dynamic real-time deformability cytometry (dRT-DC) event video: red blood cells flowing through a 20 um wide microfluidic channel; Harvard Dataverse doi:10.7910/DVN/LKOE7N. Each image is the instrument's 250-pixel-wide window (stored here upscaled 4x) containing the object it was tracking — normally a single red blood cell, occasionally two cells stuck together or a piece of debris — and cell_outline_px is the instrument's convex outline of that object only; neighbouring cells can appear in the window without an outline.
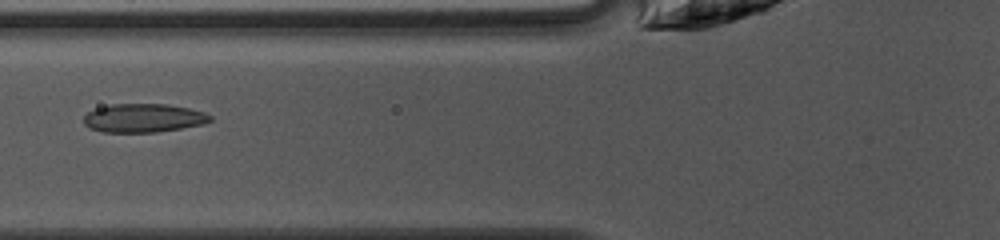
{"species": "common noctule bat (a hibernating species)", "species_latin": "Nyctalus noctula", "temperature_condition": "warm", "stored_images_in_passage": 36, "camera_frame_rate_fps": 3000, "um_per_image_px": 0.085, "animal": {"sex": "female", "body_mass_g": 10.0, "forearm_length_mm": 53.1}, "frame": {"image": 1, "passage_image": 7, "time_ms": 2.0, "image_size_px": [1000, 240], "cell_outline_px": [[212, 120], [204, 124], [156, 132], [100, 132], [88, 128], [84, 124], [84, 116], [88, 112], [96, 108], [112, 104], [168, 104], [188, 108], [204, 112], [212, 116]], "centroid_in_image_um": [12.18, 10.03], "position_along_channel_um": 113.6, "area_um2": 21.15}}
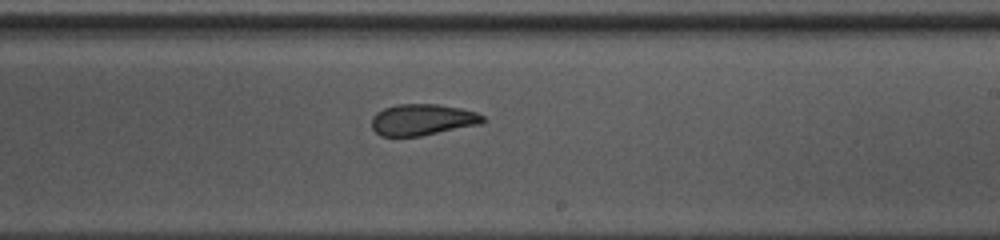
{"frame": {"image": 2, "passage_image": 17, "time_ms": 5.333, "image_size_px": [1000, 240], "cell_outline_px": [[484, 120], [480, 124], [420, 136], [380, 136], [372, 128], [372, 116], [376, 112], [384, 108], [396, 104], [436, 104], [460, 108], [476, 112], [484, 116]], "centroid_in_image_um": [35.87, 10.17], "position_along_channel_um": 253.1, "area_um2": 20.23}}
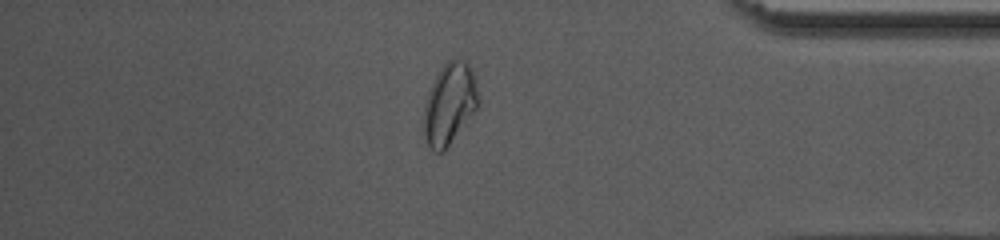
{"frame": {"image": 3, "passage_image": 29, "time_ms": 9.333, "image_size_px": [1000, 240], "cell_outline_px": [[480, 104], [444, 152], [432, 152], [428, 148], [424, 136], [424, 108], [428, 88], [440, 68], [448, 60], [456, 56], [464, 60], [468, 64], [472, 72]], "centroid_in_image_um": [38.18, 8.83], "position_along_channel_um": 397.0, "area_um2": 26.07}, "authors_computed_cell_mechanics": {"area_um2": 21.2704, "velocity_mm_per_s": 4.1706, "shape_relaxation_time_tau1_ms": null, "shape_relaxation_time_tau2_ms": 1.6468, "deformation_change_tau1": null, "deformation_change_tau2": 0.0652}}